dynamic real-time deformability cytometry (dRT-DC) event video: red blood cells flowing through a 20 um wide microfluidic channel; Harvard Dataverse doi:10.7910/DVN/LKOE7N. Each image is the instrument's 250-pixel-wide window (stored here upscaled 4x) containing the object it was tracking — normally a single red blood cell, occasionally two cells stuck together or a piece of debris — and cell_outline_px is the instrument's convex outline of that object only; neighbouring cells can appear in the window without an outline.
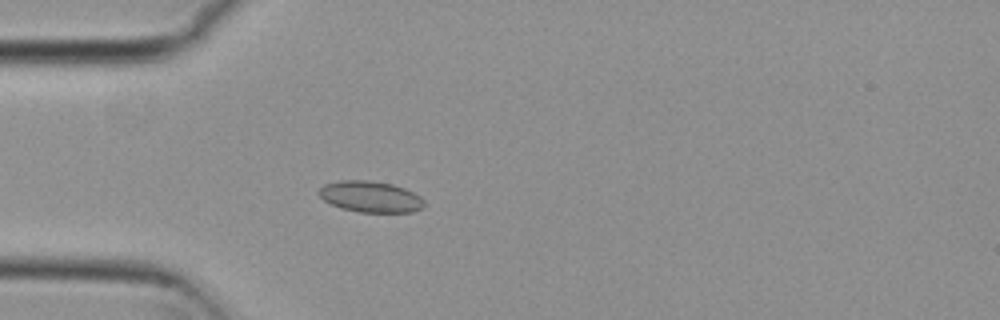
{"species": "common noctule bat (a hibernating species)", "species_latin": "Nyctalus noctula", "temperature_condition": "cold", "stored_images_in_passage": 3, "camera_frame_rate_fps": 3000, "um_per_image_px": 0.085, "animal": {"sex": "female", "body_mass_g": 29.2, "forearm_length_mm": 56.3}, "frame": {"image": 1, "passage_image": 3, "time_ms": 0.667, "image_size_px": [1000, 320], "cell_outline_px": [[424, 204], [420, 208], [412, 212], [360, 212], [340, 208], [324, 200], [316, 192], [324, 184], [340, 180], [368, 180], [392, 184], [404, 188], [420, 196], [424, 200]], "centroid_in_image_um": [31.46, 16.71], "position_along_channel_um": 53.5, "area_um2": 19.07}}